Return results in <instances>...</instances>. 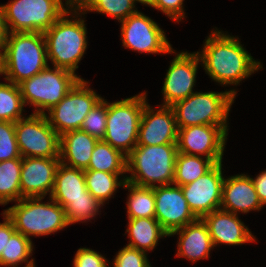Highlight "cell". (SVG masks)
<instances>
[{
  "label": "cell",
  "instance_id": "obj_14",
  "mask_svg": "<svg viewBox=\"0 0 266 267\" xmlns=\"http://www.w3.org/2000/svg\"><path fill=\"white\" fill-rule=\"evenodd\" d=\"M200 62L197 52L181 51L174 56L163 82V103L160 106H172L194 93L198 66L202 64Z\"/></svg>",
  "mask_w": 266,
  "mask_h": 267
},
{
  "label": "cell",
  "instance_id": "obj_20",
  "mask_svg": "<svg viewBox=\"0 0 266 267\" xmlns=\"http://www.w3.org/2000/svg\"><path fill=\"white\" fill-rule=\"evenodd\" d=\"M263 208L253 181L248 174H237L224 179L220 209L239 215Z\"/></svg>",
  "mask_w": 266,
  "mask_h": 267
},
{
  "label": "cell",
  "instance_id": "obj_5",
  "mask_svg": "<svg viewBox=\"0 0 266 267\" xmlns=\"http://www.w3.org/2000/svg\"><path fill=\"white\" fill-rule=\"evenodd\" d=\"M26 197L15 202L3 212L11 219L17 232L31 237L48 236L68 227L64 208L49 197Z\"/></svg>",
  "mask_w": 266,
  "mask_h": 267
},
{
  "label": "cell",
  "instance_id": "obj_29",
  "mask_svg": "<svg viewBox=\"0 0 266 267\" xmlns=\"http://www.w3.org/2000/svg\"><path fill=\"white\" fill-rule=\"evenodd\" d=\"M21 167L22 158L0 162V205L21 200Z\"/></svg>",
  "mask_w": 266,
  "mask_h": 267
},
{
  "label": "cell",
  "instance_id": "obj_15",
  "mask_svg": "<svg viewBox=\"0 0 266 267\" xmlns=\"http://www.w3.org/2000/svg\"><path fill=\"white\" fill-rule=\"evenodd\" d=\"M155 195V219L168 234L195 222L181 186L175 184L152 187Z\"/></svg>",
  "mask_w": 266,
  "mask_h": 267
},
{
  "label": "cell",
  "instance_id": "obj_32",
  "mask_svg": "<svg viewBox=\"0 0 266 267\" xmlns=\"http://www.w3.org/2000/svg\"><path fill=\"white\" fill-rule=\"evenodd\" d=\"M97 199H95L89 191H86V197H78L73 199L65 208V214L69 225L74 223H86L91 222V219H95L99 215L100 208H103Z\"/></svg>",
  "mask_w": 266,
  "mask_h": 267
},
{
  "label": "cell",
  "instance_id": "obj_35",
  "mask_svg": "<svg viewBox=\"0 0 266 267\" xmlns=\"http://www.w3.org/2000/svg\"><path fill=\"white\" fill-rule=\"evenodd\" d=\"M22 158L19 152L15 123L0 121V162Z\"/></svg>",
  "mask_w": 266,
  "mask_h": 267
},
{
  "label": "cell",
  "instance_id": "obj_7",
  "mask_svg": "<svg viewBox=\"0 0 266 267\" xmlns=\"http://www.w3.org/2000/svg\"><path fill=\"white\" fill-rule=\"evenodd\" d=\"M82 79L64 68L48 65L38 74L19 84L25 106L35 108L33 114L45 115Z\"/></svg>",
  "mask_w": 266,
  "mask_h": 267
},
{
  "label": "cell",
  "instance_id": "obj_12",
  "mask_svg": "<svg viewBox=\"0 0 266 267\" xmlns=\"http://www.w3.org/2000/svg\"><path fill=\"white\" fill-rule=\"evenodd\" d=\"M120 23L124 48L148 54L177 53L159 24L142 12L137 11Z\"/></svg>",
  "mask_w": 266,
  "mask_h": 267
},
{
  "label": "cell",
  "instance_id": "obj_31",
  "mask_svg": "<svg viewBox=\"0 0 266 267\" xmlns=\"http://www.w3.org/2000/svg\"><path fill=\"white\" fill-rule=\"evenodd\" d=\"M7 82H0V121L15 123L26 117L22 114L25 104L19 85Z\"/></svg>",
  "mask_w": 266,
  "mask_h": 267
},
{
  "label": "cell",
  "instance_id": "obj_9",
  "mask_svg": "<svg viewBox=\"0 0 266 267\" xmlns=\"http://www.w3.org/2000/svg\"><path fill=\"white\" fill-rule=\"evenodd\" d=\"M11 0L3 5L7 32H45L67 10V0Z\"/></svg>",
  "mask_w": 266,
  "mask_h": 267
},
{
  "label": "cell",
  "instance_id": "obj_39",
  "mask_svg": "<svg viewBox=\"0 0 266 267\" xmlns=\"http://www.w3.org/2000/svg\"><path fill=\"white\" fill-rule=\"evenodd\" d=\"M1 215L4 217V221L3 223H0V255L1 253H5L7 239H10V237L16 232L11 219L6 215V213L2 212Z\"/></svg>",
  "mask_w": 266,
  "mask_h": 267
},
{
  "label": "cell",
  "instance_id": "obj_17",
  "mask_svg": "<svg viewBox=\"0 0 266 267\" xmlns=\"http://www.w3.org/2000/svg\"><path fill=\"white\" fill-rule=\"evenodd\" d=\"M145 104L138 133L137 145L177 144L178 127L171 106Z\"/></svg>",
  "mask_w": 266,
  "mask_h": 267
},
{
  "label": "cell",
  "instance_id": "obj_30",
  "mask_svg": "<svg viewBox=\"0 0 266 267\" xmlns=\"http://www.w3.org/2000/svg\"><path fill=\"white\" fill-rule=\"evenodd\" d=\"M33 249L32 240L16 231L10 239H7L5 253L0 255V266L19 267L23 263L26 266L34 263V258L29 259L33 255Z\"/></svg>",
  "mask_w": 266,
  "mask_h": 267
},
{
  "label": "cell",
  "instance_id": "obj_34",
  "mask_svg": "<svg viewBox=\"0 0 266 267\" xmlns=\"http://www.w3.org/2000/svg\"><path fill=\"white\" fill-rule=\"evenodd\" d=\"M139 0H101L90 12L101 13L121 22L138 10Z\"/></svg>",
  "mask_w": 266,
  "mask_h": 267
},
{
  "label": "cell",
  "instance_id": "obj_24",
  "mask_svg": "<svg viewBox=\"0 0 266 267\" xmlns=\"http://www.w3.org/2000/svg\"><path fill=\"white\" fill-rule=\"evenodd\" d=\"M125 230L130 240L127 246L148 254L153 251L161 238L169 237L155 218H127Z\"/></svg>",
  "mask_w": 266,
  "mask_h": 267
},
{
  "label": "cell",
  "instance_id": "obj_3",
  "mask_svg": "<svg viewBox=\"0 0 266 267\" xmlns=\"http://www.w3.org/2000/svg\"><path fill=\"white\" fill-rule=\"evenodd\" d=\"M85 21L82 14L67 10L43 33L51 66L76 72L88 46Z\"/></svg>",
  "mask_w": 266,
  "mask_h": 267
},
{
  "label": "cell",
  "instance_id": "obj_40",
  "mask_svg": "<svg viewBox=\"0 0 266 267\" xmlns=\"http://www.w3.org/2000/svg\"><path fill=\"white\" fill-rule=\"evenodd\" d=\"M101 0H67L68 10L85 16Z\"/></svg>",
  "mask_w": 266,
  "mask_h": 267
},
{
  "label": "cell",
  "instance_id": "obj_38",
  "mask_svg": "<svg viewBox=\"0 0 266 267\" xmlns=\"http://www.w3.org/2000/svg\"><path fill=\"white\" fill-rule=\"evenodd\" d=\"M105 256L90 248H79L73 259V267H111Z\"/></svg>",
  "mask_w": 266,
  "mask_h": 267
},
{
  "label": "cell",
  "instance_id": "obj_36",
  "mask_svg": "<svg viewBox=\"0 0 266 267\" xmlns=\"http://www.w3.org/2000/svg\"><path fill=\"white\" fill-rule=\"evenodd\" d=\"M147 253L138 249L124 246L113 259V267H152Z\"/></svg>",
  "mask_w": 266,
  "mask_h": 267
},
{
  "label": "cell",
  "instance_id": "obj_11",
  "mask_svg": "<svg viewBox=\"0 0 266 267\" xmlns=\"http://www.w3.org/2000/svg\"><path fill=\"white\" fill-rule=\"evenodd\" d=\"M15 134L21 157L60 158V135L46 115L31 113L19 119Z\"/></svg>",
  "mask_w": 266,
  "mask_h": 267
},
{
  "label": "cell",
  "instance_id": "obj_33",
  "mask_svg": "<svg viewBox=\"0 0 266 267\" xmlns=\"http://www.w3.org/2000/svg\"><path fill=\"white\" fill-rule=\"evenodd\" d=\"M106 122L107 100L102 98L87 114L80 129L98 140H103Z\"/></svg>",
  "mask_w": 266,
  "mask_h": 267
},
{
  "label": "cell",
  "instance_id": "obj_10",
  "mask_svg": "<svg viewBox=\"0 0 266 267\" xmlns=\"http://www.w3.org/2000/svg\"><path fill=\"white\" fill-rule=\"evenodd\" d=\"M90 84L80 79L68 94L45 115L50 126L61 136L80 129L90 110L102 99Z\"/></svg>",
  "mask_w": 266,
  "mask_h": 267
},
{
  "label": "cell",
  "instance_id": "obj_1",
  "mask_svg": "<svg viewBox=\"0 0 266 267\" xmlns=\"http://www.w3.org/2000/svg\"><path fill=\"white\" fill-rule=\"evenodd\" d=\"M200 56L203 70L221 86H237L252 74L263 69L260 61L253 59L243 47L238 36L224 33L216 27L205 38Z\"/></svg>",
  "mask_w": 266,
  "mask_h": 267
},
{
  "label": "cell",
  "instance_id": "obj_18",
  "mask_svg": "<svg viewBox=\"0 0 266 267\" xmlns=\"http://www.w3.org/2000/svg\"><path fill=\"white\" fill-rule=\"evenodd\" d=\"M60 158L22 157L21 199L51 195Z\"/></svg>",
  "mask_w": 266,
  "mask_h": 267
},
{
  "label": "cell",
  "instance_id": "obj_22",
  "mask_svg": "<svg viewBox=\"0 0 266 267\" xmlns=\"http://www.w3.org/2000/svg\"><path fill=\"white\" fill-rule=\"evenodd\" d=\"M97 142V138L81 129L65 132L60 136V162L86 170Z\"/></svg>",
  "mask_w": 266,
  "mask_h": 267
},
{
  "label": "cell",
  "instance_id": "obj_28",
  "mask_svg": "<svg viewBox=\"0 0 266 267\" xmlns=\"http://www.w3.org/2000/svg\"><path fill=\"white\" fill-rule=\"evenodd\" d=\"M127 218H155V195L152 187H142L125 182Z\"/></svg>",
  "mask_w": 266,
  "mask_h": 267
},
{
  "label": "cell",
  "instance_id": "obj_44",
  "mask_svg": "<svg viewBox=\"0 0 266 267\" xmlns=\"http://www.w3.org/2000/svg\"><path fill=\"white\" fill-rule=\"evenodd\" d=\"M23 267H35V263H32V264H30L28 266H23Z\"/></svg>",
  "mask_w": 266,
  "mask_h": 267
},
{
  "label": "cell",
  "instance_id": "obj_43",
  "mask_svg": "<svg viewBox=\"0 0 266 267\" xmlns=\"http://www.w3.org/2000/svg\"><path fill=\"white\" fill-rule=\"evenodd\" d=\"M141 4L145 5L147 0H139Z\"/></svg>",
  "mask_w": 266,
  "mask_h": 267
},
{
  "label": "cell",
  "instance_id": "obj_42",
  "mask_svg": "<svg viewBox=\"0 0 266 267\" xmlns=\"http://www.w3.org/2000/svg\"><path fill=\"white\" fill-rule=\"evenodd\" d=\"M6 36H7V30H6L5 23H4V10H3V6L0 5V53L3 49Z\"/></svg>",
  "mask_w": 266,
  "mask_h": 267
},
{
  "label": "cell",
  "instance_id": "obj_21",
  "mask_svg": "<svg viewBox=\"0 0 266 267\" xmlns=\"http://www.w3.org/2000/svg\"><path fill=\"white\" fill-rule=\"evenodd\" d=\"M174 235L179 236L175 257L186 258L192 263L210 258V252L213 251L214 245L202 219L198 218L195 222L174 231L169 237Z\"/></svg>",
  "mask_w": 266,
  "mask_h": 267
},
{
  "label": "cell",
  "instance_id": "obj_16",
  "mask_svg": "<svg viewBox=\"0 0 266 267\" xmlns=\"http://www.w3.org/2000/svg\"><path fill=\"white\" fill-rule=\"evenodd\" d=\"M222 166V162L217 163L194 182L181 186L190 210L199 219L220 209L225 179Z\"/></svg>",
  "mask_w": 266,
  "mask_h": 267
},
{
  "label": "cell",
  "instance_id": "obj_2",
  "mask_svg": "<svg viewBox=\"0 0 266 267\" xmlns=\"http://www.w3.org/2000/svg\"><path fill=\"white\" fill-rule=\"evenodd\" d=\"M49 65L43 32H7L0 53V74L19 85Z\"/></svg>",
  "mask_w": 266,
  "mask_h": 267
},
{
  "label": "cell",
  "instance_id": "obj_19",
  "mask_svg": "<svg viewBox=\"0 0 266 267\" xmlns=\"http://www.w3.org/2000/svg\"><path fill=\"white\" fill-rule=\"evenodd\" d=\"M201 219L208 228L214 247L220 246L219 244L241 246L256 242V237L248 226L234 213L218 209L204 215Z\"/></svg>",
  "mask_w": 266,
  "mask_h": 267
},
{
  "label": "cell",
  "instance_id": "obj_41",
  "mask_svg": "<svg viewBox=\"0 0 266 267\" xmlns=\"http://www.w3.org/2000/svg\"><path fill=\"white\" fill-rule=\"evenodd\" d=\"M262 206L266 205V170L261 171L255 178L251 177Z\"/></svg>",
  "mask_w": 266,
  "mask_h": 267
},
{
  "label": "cell",
  "instance_id": "obj_8",
  "mask_svg": "<svg viewBox=\"0 0 266 267\" xmlns=\"http://www.w3.org/2000/svg\"><path fill=\"white\" fill-rule=\"evenodd\" d=\"M146 103V91L119 101H107V122L103 141L127 156L137 145L139 125Z\"/></svg>",
  "mask_w": 266,
  "mask_h": 267
},
{
  "label": "cell",
  "instance_id": "obj_26",
  "mask_svg": "<svg viewBox=\"0 0 266 267\" xmlns=\"http://www.w3.org/2000/svg\"><path fill=\"white\" fill-rule=\"evenodd\" d=\"M214 165L215 163L209 158L178 152L175 159L173 184L183 186L194 182Z\"/></svg>",
  "mask_w": 266,
  "mask_h": 267
},
{
  "label": "cell",
  "instance_id": "obj_4",
  "mask_svg": "<svg viewBox=\"0 0 266 267\" xmlns=\"http://www.w3.org/2000/svg\"><path fill=\"white\" fill-rule=\"evenodd\" d=\"M177 153V144L136 145L127 155L126 181L142 187L173 184Z\"/></svg>",
  "mask_w": 266,
  "mask_h": 267
},
{
  "label": "cell",
  "instance_id": "obj_27",
  "mask_svg": "<svg viewBox=\"0 0 266 267\" xmlns=\"http://www.w3.org/2000/svg\"><path fill=\"white\" fill-rule=\"evenodd\" d=\"M126 159L127 156L121 151L113 148L109 143L103 140H98L86 170L126 173Z\"/></svg>",
  "mask_w": 266,
  "mask_h": 267
},
{
  "label": "cell",
  "instance_id": "obj_13",
  "mask_svg": "<svg viewBox=\"0 0 266 267\" xmlns=\"http://www.w3.org/2000/svg\"><path fill=\"white\" fill-rule=\"evenodd\" d=\"M228 125H194L178 129V152L223 162Z\"/></svg>",
  "mask_w": 266,
  "mask_h": 267
},
{
  "label": "cell",
  "instance_id": "obj_23",
  "mask_svg": "<svg viewBox=\"0 0 266 267\" xmlns=\"http://www.w3.org/2000/svg\"><path fill=\"white\" fill-rule=\"evenodd\" d=\"M84 170L60 162L50 198L65 208L73 199L86 197Z\"/></svg>",
  "mask_w": 266,
  "mask_h": 267
},
{
  "label": "cell",
  "instance_id": "obj_37",
  "mask_svg": "<svg viewBox=\"0 0 266 267\" xmlns=\"http://www.w3.org/2000/svg\"><path fill=\"white\" fill-rule=\"evenodd\" d=\"M184 1L185 0H147L145 5L161 11L169 19L179 23L186 17L183 6Z\"/></svg>",
  "mask_w": 266,
  "mask_h": 267
},
{
  "label": "cell",
  "instance_id": "obj_6",
  "mask_svg": "<svg viewBox=\"0 0 266 267\" xmlns=\"http://www.w3.org/2000/svg\"><path fill=\"white\" fill-rule=\"evenodd\" d=\"M237 96L233 88L227 91H195L171 107L178 129L194 125H228L231 106Z\"/></svg>",
  "mask_w": 266,
  "mask_h": 267
},
{
  "label": "cell",
  "instance_id": "obj_25",
  "mask_svg": "<svg viewBox=\"0 0 266 267\" xmlns=\"http://www.w3.org/2000/svg\"><path fill=\"white\" fill-rule=\"evenodd\" d=\"M87 190L101 204L115 195L117 188L124 187L126 173H108L96 170H84ZM121 178V179H120Z\"/></svg>",
  "mask_w": 266,
  "mask_h": 267
}]
</instances>
